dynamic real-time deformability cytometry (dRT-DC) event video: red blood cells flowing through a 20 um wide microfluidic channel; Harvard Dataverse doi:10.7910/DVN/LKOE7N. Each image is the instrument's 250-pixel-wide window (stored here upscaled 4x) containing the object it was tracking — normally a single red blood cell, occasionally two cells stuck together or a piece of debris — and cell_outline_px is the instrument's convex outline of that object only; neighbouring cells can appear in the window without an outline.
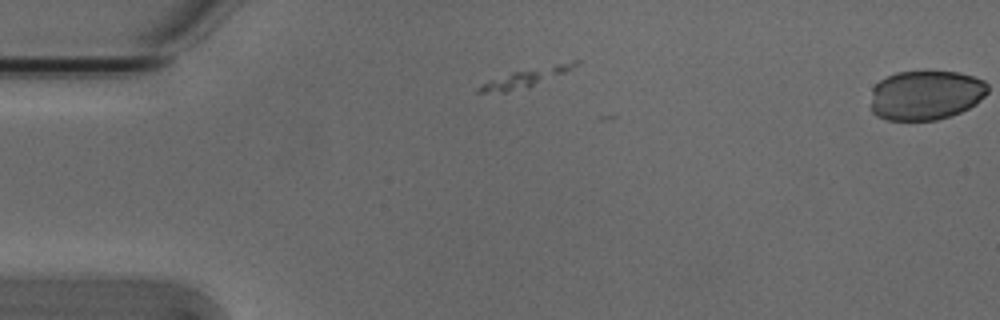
{"species": "Egyptian fruit bat (a non-hibernating species)", "species_latin": "Rousettus aegyptiacus", "temperature_condition": "cold", "stored_images_in_passage": 3, "camera_frame_rate_fps": 3000, "um_per_image_px": 0.085, "animal": {"sex": "male"}, "frame": {"image": 1, "passage_image": 1, "time_ms": 0.0, "image_size_px": [1000, 320], "cell_outline_px": [[584, 60], [580, 64], [564, 72], [528, 88], [504, 92], [476, 92], [476, 88], [480, 84], [512, 72], [572, 60]], "centroid_in_image_um": [44.73, 6.59], "position_along_channel_um": 40.3, "area_um2": 10.35}}